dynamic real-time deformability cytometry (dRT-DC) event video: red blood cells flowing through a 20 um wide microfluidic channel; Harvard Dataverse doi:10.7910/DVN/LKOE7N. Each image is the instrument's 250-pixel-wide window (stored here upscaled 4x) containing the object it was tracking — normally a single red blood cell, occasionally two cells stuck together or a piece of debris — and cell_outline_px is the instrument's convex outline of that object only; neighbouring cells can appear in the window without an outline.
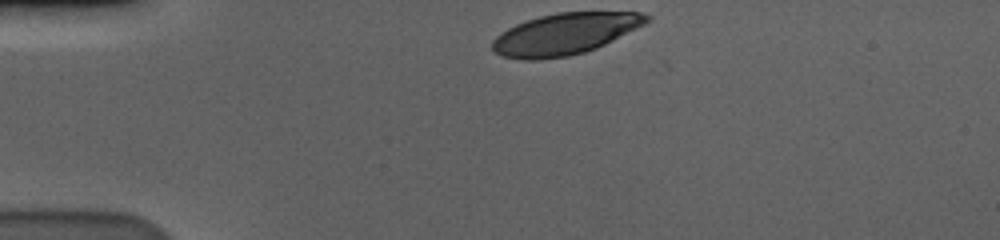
{"species": "human", "species_latin": "Homo sapiens", "temperature_condition": "cold", "stored_images_in_passage": 36, "camera_frame_rate_fps": 3000, "um_per_image_px": 0.085, "donor": {"sex": "male"}, "frame": {"image": 1, "passage_image": 1, "time_ms": 0.0, "image_size_px": [1000, 240], "cell_outline_px": [[652, 20], [596, 48], [584, 52], [568, 56], [540, 60], [520, 60], [500, 56], [492, 48], [492, 40], [500, 32], [516, 24], [540, 16], [556, 12], [644, 12], [652, 16]], "centroid_in_image_um": [48.0, 2.88], "position_along_channel_um": 37.0, "area_um2": 37.28}}
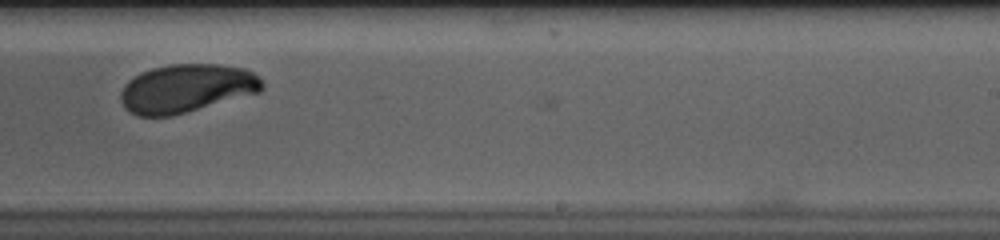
{"frame": {"image": 2, "passage_image": 25, "time_ms": 8.0, "image_size_px": [1000, 240], "cell_outline_px": [[264, 88], [260, 92], [172, 116], [136, 116], [128, 112], [124, 108], [120, 100], [120, 92], [124, 84], [128, 80], [140, 72], [152, 68], [168, 64], [220, 64], [244, 68], [252, 72], [264, 84]], "centroid_in_image_um": [15.8, 7.51], "position_along_channel_um": 273.2, "area_um2": 40.17}}
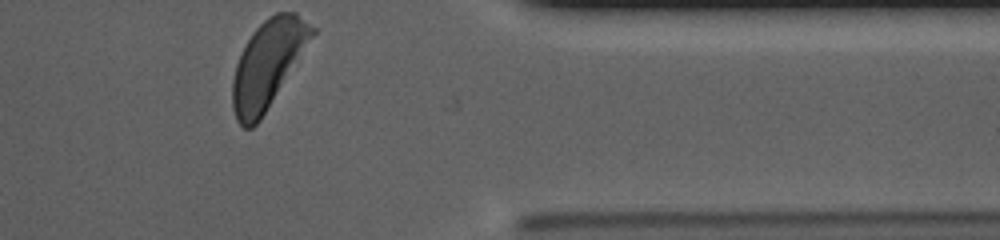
{"frame": {"image": 3, "passage_image": 36, "time_ms": 11.667, "image_size_px": [1000, 240], "cell_outline_px": [[316, 32], [260, 120], [252, 128], [244, 128], [236, 120], [232, 108], [232, 80], [236, 64], [252, 32], [268, 16], [276, 12], [296, 12], [316, 28]], "centroid_in_image_um": [22.75, 5.44], "position_along_channel_um": 388.6, "area_um2": 39.94}, "authors_computed_cell_mechanics": {"area_um2": 40.5178, "velocity_mm_per_s": 3.5469, "shape_relaxation_time_tau1_ms": 3.535, "shape_relaxation_time_tau2_ms": 0.8177, "deformation_change_tau1": 0.1556, "deformation_change_tau2": 0.0522}}